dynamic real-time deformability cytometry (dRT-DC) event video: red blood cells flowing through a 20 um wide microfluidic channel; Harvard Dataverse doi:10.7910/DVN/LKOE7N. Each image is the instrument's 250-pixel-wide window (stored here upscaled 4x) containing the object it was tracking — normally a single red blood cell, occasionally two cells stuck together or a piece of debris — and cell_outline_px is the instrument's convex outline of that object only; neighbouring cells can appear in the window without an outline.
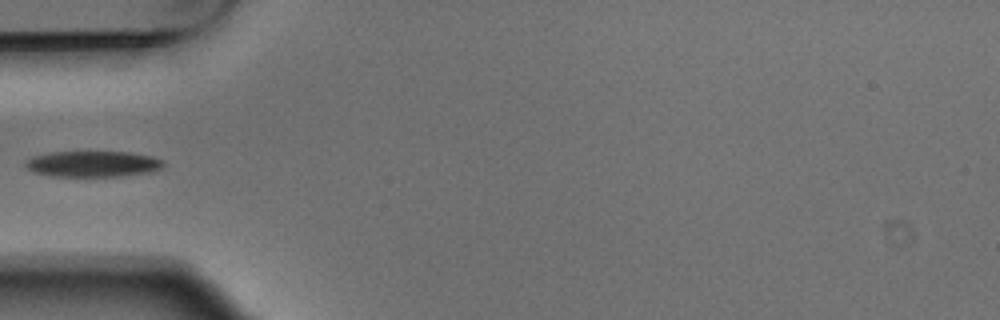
{"species": "Egyptian fruit bat (a non-hibernating species)", "species_latin": "Rousettus aegyptiacus", "temperature_condition": "warm", "stored_images_in_passage": 5, "camera_frame_rate_fps": 3000, "um_per_image_px": 0.085, "animal": {"sex": "male"}, "frame": {"image": 1, "passage_image": 5, "time_ms": 1.333, "image_size_px": [1000, 320], "cell_outline_px": [[164, 164], [160, 168], [152, 172], [124, 176], [52, 176], [32, 172], [24, 164], [32, 156], [52, 152], [132, 152], [152, 156], [164, 160]], "centroid_in_image_um": [7.93, 13.93], "position_along_channel_um": 77.1, "area_um2": 20.92}}